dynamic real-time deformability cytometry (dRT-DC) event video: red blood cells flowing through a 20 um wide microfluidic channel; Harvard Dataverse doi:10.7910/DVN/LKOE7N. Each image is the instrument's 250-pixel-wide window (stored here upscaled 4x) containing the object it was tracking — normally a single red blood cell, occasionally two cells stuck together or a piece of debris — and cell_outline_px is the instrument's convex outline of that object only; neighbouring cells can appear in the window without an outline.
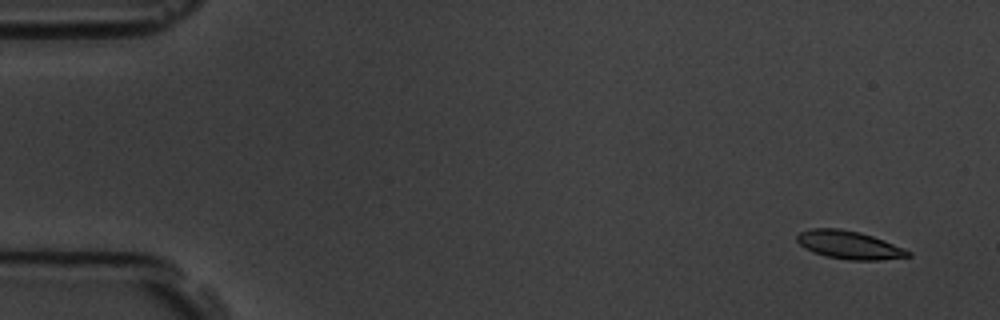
{"species": "common noctule bat (a hibernating species)", "species_latin": "Nyctalus noctula", "temperature_condition": "room temperature", "stored_images_in_passage": 5, "camera_frame_rate_fps": 3000, "um_per_image_px": 0.085, "animal": {"sex": "male", "body_mass_g": 19.5, "forearm_length_mm": 54.6}, "frame": {"image": 1, "passage_image": 1, "time_ms": 0.0, "image_size_px": [1000, 320], "cell_outline_px": [[912, 256], [880, 260], [848, 260], [824, 256], [804, 248], [796, 240], [796, 236], [800, 232], [812, 228], [840, 228], [860, 232], [884, 240], [904, 248], [912, 252]], "centroid_in_image_um": [72.18, 20.82], "position_along_channel_um": 12.8, "area_um2": 18.32}}
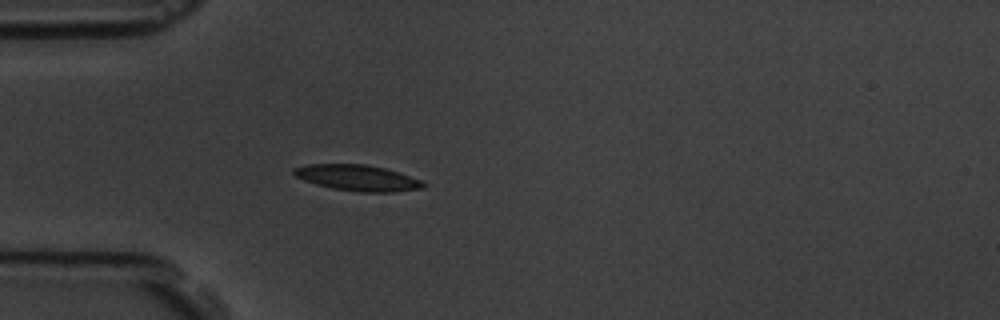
{"frame": {"image": 2, "passage_image": 5, "time_ms": 4.333, "image_size_px": [1000, 320], "cell_outline_px": [[428, 184], [424, 188], [392, 192], [360, 192], [332, 188], [316, 184], [304, 180], [296, 176], [292, 172], [292, 168], [308, 164], [364, 164], [384, 168], [420, 180]], "centroid_in_image_um": [30.37, 15.12], "position_along_channel_um": 54.6, "area_um2": 19.42}}